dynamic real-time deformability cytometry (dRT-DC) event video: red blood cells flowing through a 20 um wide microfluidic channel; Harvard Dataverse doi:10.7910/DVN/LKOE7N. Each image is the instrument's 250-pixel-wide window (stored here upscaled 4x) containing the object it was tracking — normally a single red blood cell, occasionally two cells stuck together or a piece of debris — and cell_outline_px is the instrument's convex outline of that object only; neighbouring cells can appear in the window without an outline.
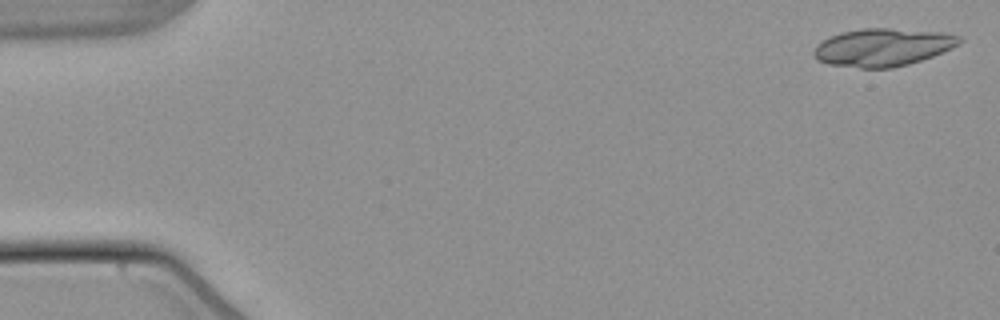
{"species": "common noctule bat (a hibernating species)", "species_latin": "Nyctalus noctula", "temperature_condition": "warm", "stored_images_in_passage": 18, "camera_frame_rate_fps": 3000, "um_per_image_px": 0.085, "animal": {"sex": "male", "body_mass_g": 21.5, "forearm_length_mm": 52.0}, "frame": {"image": 1, "passage_image": 1, "time_ms": 0.0, "image_size_px": [1000, 320], "cell_outline_px": [[964, 40], [960, 44], [952, 48], [932, 56], [908, 64], [892, 68], [860, 68], [828, 64], [816, 60], [812, 56], [812, 52], [816, 44], [828, 36], [840, 32], [864, 28], [888, 28], [944, 32], [960, 36]], "centroid_in_image_um": [75.0, 4.01], "position_along_channel_um": 10.0, "area_um2": 32.43}}